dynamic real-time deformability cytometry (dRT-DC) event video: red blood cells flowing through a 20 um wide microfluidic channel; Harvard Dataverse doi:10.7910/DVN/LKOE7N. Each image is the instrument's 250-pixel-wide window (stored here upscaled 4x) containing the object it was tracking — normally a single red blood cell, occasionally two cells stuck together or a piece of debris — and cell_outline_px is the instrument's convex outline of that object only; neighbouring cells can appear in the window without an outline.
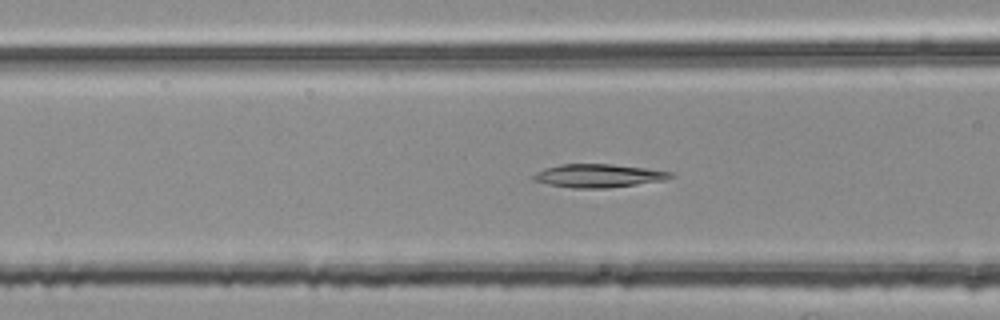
{"species": "common noctule bat (a hibernating species)", "species_latin": "Nyctalus noctula", "temperature_condition": "room temperature", "stored_images_in_passage": 53, "camera_frame_rate_fps": 3000, "um_per_image_px": 0.085, "animal": {"sex": "female", "body_mass_g": 25.1}, "frame": {"image": 1, "passage_image": 21, "time_ms": 6.667, "image_size_px": [1000, 320], "cell_outline_px": [[676, 176], [664, 180], [608, 188], [572, 188], [548, 184], [532, 180], [532, 176], [536, 172], [544, 168], [560, 164], [612, 164], [644, 168], [672, 172]], "centroid_in_image_um": [50.84, 14.93], "position_along_channel_um": 115.8, "area_um2": 18.61}}
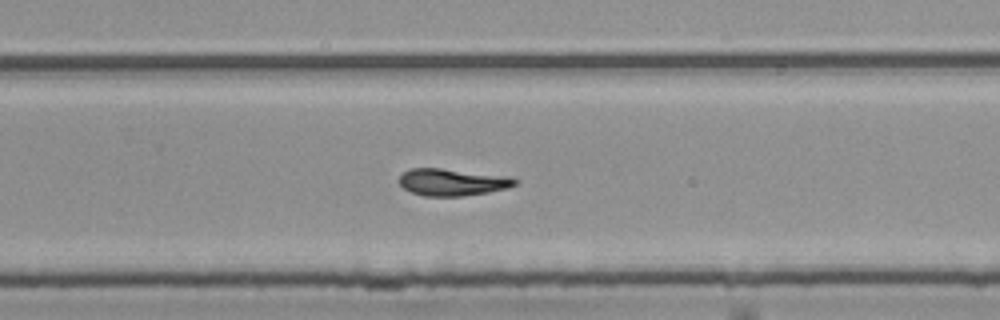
{"frame": {"image": 2, "passage_image": 35, "time_ms": 11.333, "image_size_px": [1000, 320], "cell_outline_px": [[520, 180], [516, 184], [508, 188], [488, 192], [460, 196], [424, 196], [412, 192], [404, 188], [396, 180], [400, 172], [408, 168], [440, 168], [512, 176]], "centroid_in_image_um": [38.43, 15.46], "position_along_channel_um": 291.4, "area_um2": 18.61}}
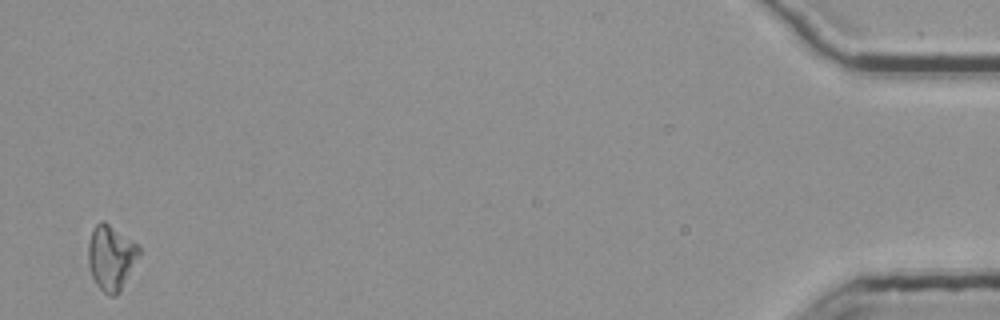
{"frame": {"image": 3, "passage_image": 53, "time_ms": 17.333, "image_size_px": [1000, 320], "cell_outline_px": [[140, 256], [120, 292], [116, 296], [108, 296], [96, 284], [92, 276], [88, 264], [88, 244], [92, 228], [100, 220], [104, 220], [140, 244]], "centroid_in_image_um": [9.46, 21.87], "position_along_channel_um": 425.7, "area_um2": 19.77}, "authors_computed_cell_mechanics": {"area_um2": 18.5538, "velocity_mm_per_s": 3.7714, "shape_relaxation_time_tau1_ms": 6.2653, "shape_relaxation_time_tau2_ms": 5.2304, "deformation_change_tau1": 0.2018, "deformation_change_tau2": 0.1422}}